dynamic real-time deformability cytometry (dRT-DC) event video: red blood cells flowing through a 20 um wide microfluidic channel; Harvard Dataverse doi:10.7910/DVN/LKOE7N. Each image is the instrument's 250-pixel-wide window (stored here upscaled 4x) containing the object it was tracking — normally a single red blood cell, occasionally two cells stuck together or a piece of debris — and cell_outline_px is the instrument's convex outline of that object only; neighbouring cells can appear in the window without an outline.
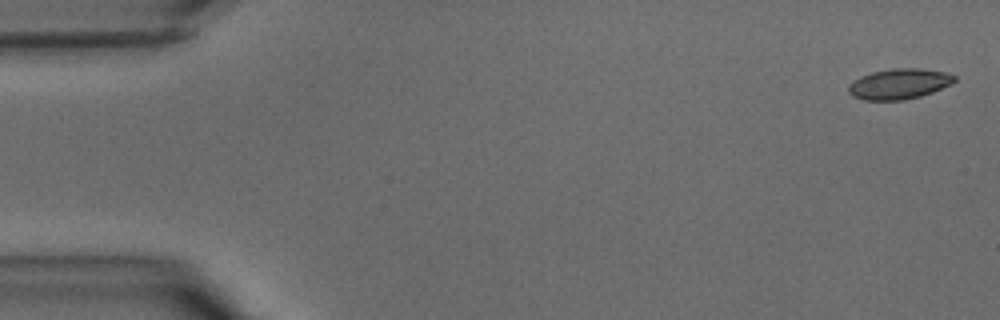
{"species": "common noctule bat (a hibernating species)", "species_latin": "Nyctalus noctula", "temperature_condition": "warm", "stored_images_in_passage": 37, "camera_frame_rate_fps": 3000, "um_per_image_px": 0.085, "animal": {"sex": "male", "body_mass_g": 15.6}, "frame": {"image": 1, "passage_image": 1, "time_ms": 0.0, "image_size_px": [1000, 320], "cell_outline_px": [[956, 80], [932, 92], [920, 96], [904, 100], [864, 100], [852, 96], [848, 92], [848, 84], [852, 80], [860, 76], [872, 72], [892, 68], [920, 68], [944, 72], [956, 76]], "centroid_in_image_um": [76.36, 7.13], "position_along_channel_um": 8.6, "area_um2": 18.79}}
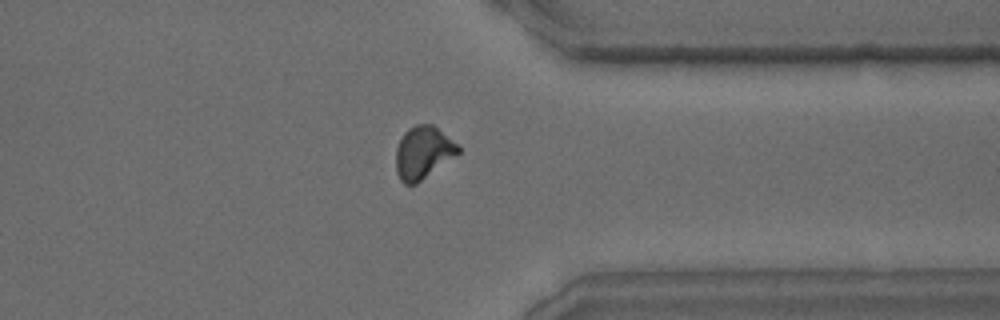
{"frame": {"image": 2, "passage_image": 31, "time_ms": 10.0, "image_size_px": [1000, 320], "cell_outline_px": [[460, 152], [416, 184], [404, 184], [400, 180], [396, 172], [396, 148], [404, 132], [408, 128], [416, 124], [432, 124], [456, 144], [460, 148]], "centroid_in_image_um": [35.92, 12.97], "position_along_channel_um": 375.5, "area_um2": 18.79}}
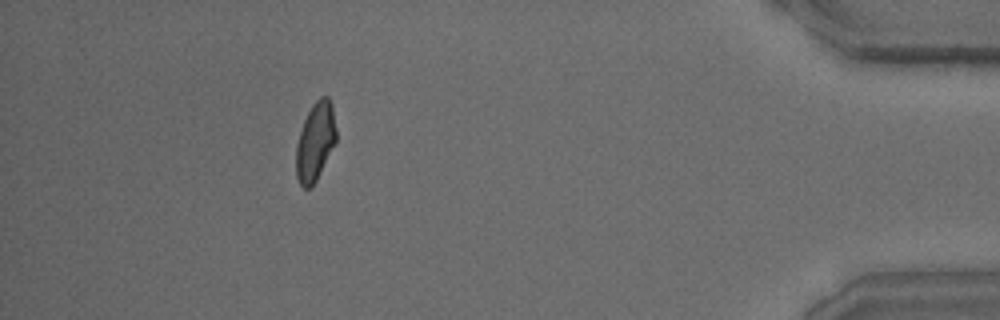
{"frame": {"image": 3, "passage_image": 36, "time_ms": 11.667, "image_size_px": [1000, 320], "cell_outline_px": [[336, 140], [316, 180], [308, 188], [304, 188], [300, 184], [296, 176], [296, 144], [304, 120], [312, 104], [320, 96], [328, 96], [332, 104], [336, 128]], "centroid_in_image_um": [26.79, 12.0], "position_along_channel_um": 408.4, "area_um2": 18.09}}